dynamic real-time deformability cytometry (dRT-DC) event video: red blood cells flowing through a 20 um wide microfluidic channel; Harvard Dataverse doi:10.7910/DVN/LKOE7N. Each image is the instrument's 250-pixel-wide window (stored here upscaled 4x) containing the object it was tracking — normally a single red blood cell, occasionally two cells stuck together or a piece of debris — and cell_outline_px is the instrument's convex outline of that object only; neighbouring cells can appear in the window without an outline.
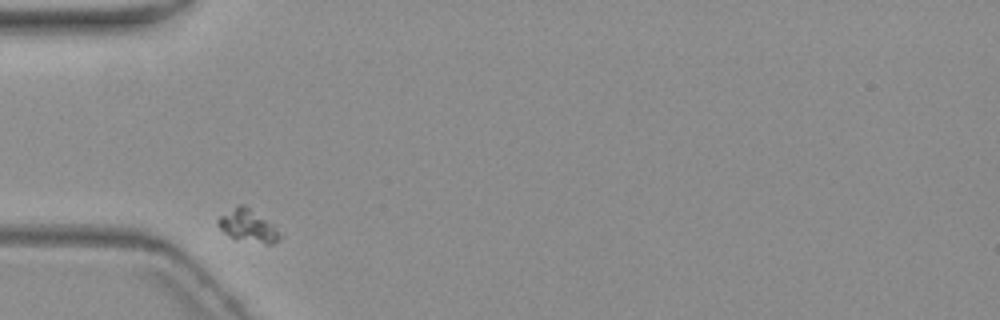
{"species": "common noctule bat (a hibernating species)", "species_latin": "Nyctalus noctula", "temperature_condition": "warm", "stored_images_in_passage": 2, "camera_frame_rate_fps": 3000, "um_per_image_px": 0.085, "animal": {"sex": "female", "body_mass_g": 19.3, "forearm_length_mm": 54.1}, "frame": {"image": 1, "passage_image": 1, "time_ms": 0.0, "image_size_px": [1000, 320], "cell_outline_px": [[280, 236], [272, 244], [268, 244], [228, 236], [216, 224], [216, 220], [220, 216], [240, 204], [244, 204], [276, 228]], "centroid_in_image_um": [21.02, 19.18], "position_along_channel_um": 64.0, "area_um2": 11.04}}
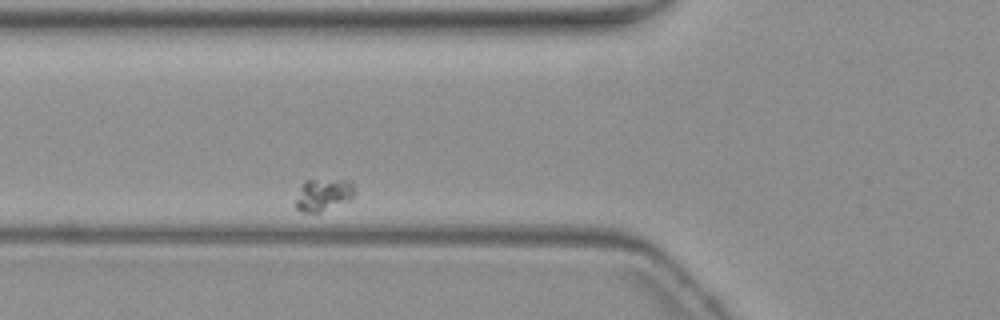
{"frame": {"image": 2, "passage_image": 2, "time_ms": 1.333, "image_size_px": [1000, 320], "cell_outline_px": [[356, 192], [348, 200], [320, 212], [300, 212], [296, 208], [296, 200], [300, 188], [304, 180], [348, 180], [356, 188]], "centroid_in_image_um": [27.48, 16.55], "position_along_channel_um": 98.3, "area_um2": 10.92}}